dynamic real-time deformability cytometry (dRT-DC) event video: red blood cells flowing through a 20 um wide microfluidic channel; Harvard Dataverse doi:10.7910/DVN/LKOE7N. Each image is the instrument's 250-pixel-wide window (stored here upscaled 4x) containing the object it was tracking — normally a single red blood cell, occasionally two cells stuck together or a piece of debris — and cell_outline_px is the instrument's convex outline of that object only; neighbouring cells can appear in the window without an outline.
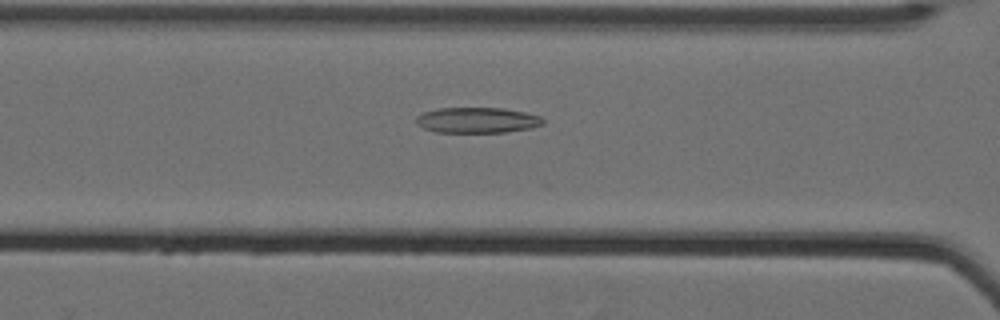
{"species": "Egyptian fruit bat (a non-hibernating species)", "species_latin": "Rousettus aegyptiacus", "temperature_condition": "cold", "stored_images_in_passage": 31, "camera_frame_rate_fps": 3000, "um_per_image_px": 0.085, "animal": {"sex": "female"}, "frame": {"image": 1, "passage_image": 19, "time_ms": 6.0, "image_size_px": [1000, 320], "cell_outline_px": [[544, 124], [532, 128], [508, 132], [436, 132], [424, 128], [416, 124], [416, 116], [424, 112], [440, 108], [504, 108], [524, 112], [540, 116], [544, 120]], "centroid_in_image_um": [40.58, 10.22], "position_along_channel_um": 126.0, "area_um2": 18.96}}
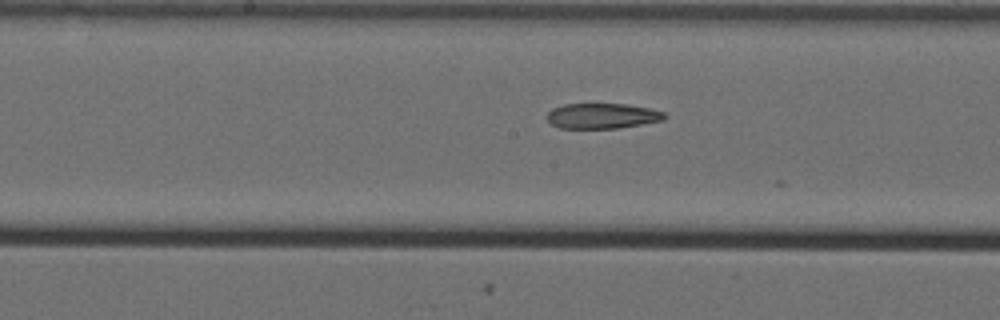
{"frame": {"image": 2, "passage_image": 25, "time_ms": 8.0, "image_size_px": [1000, 320], "cell_outline_px": [[668, 116], [664, 120], [616, 128], [560, 128], [552, 124], [548, 120], [548, 112], [552, 108], [564, 104], [624, 104], [648, 108], [664, 112]], "centroid_in_image_um": [51.19, 9.85], "position_along_channel_um": 197.0, "area_um2": 17.17}}
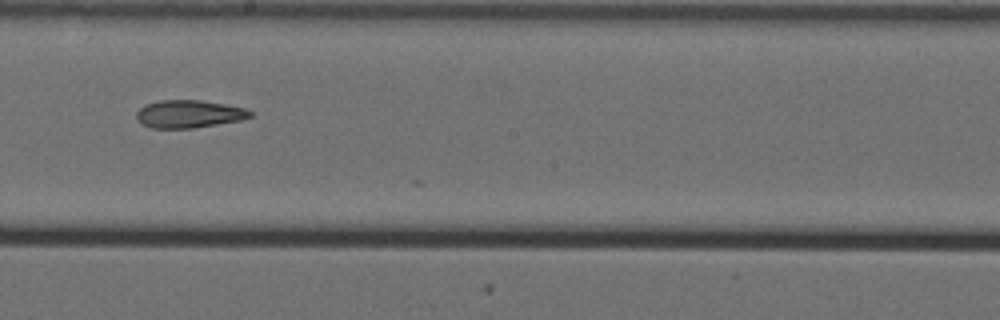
{"frame": {"image": 3, "passage_image": 28, "time_ms": 9.0, "image_size_px": [1000, 320], "cell_outline_px": [[252, 116], [244, 120], [192, 128], [152, 128], [144, 124], [136, 116], [136, 112], [144, 104], [160, 100], [200, 100], [224, 104], [244, 108], [252, 112]], "centroid_in_image_um": [16.08, 9.68], "position_along_channel_um": 232.1, "area_um2": 18.32}}